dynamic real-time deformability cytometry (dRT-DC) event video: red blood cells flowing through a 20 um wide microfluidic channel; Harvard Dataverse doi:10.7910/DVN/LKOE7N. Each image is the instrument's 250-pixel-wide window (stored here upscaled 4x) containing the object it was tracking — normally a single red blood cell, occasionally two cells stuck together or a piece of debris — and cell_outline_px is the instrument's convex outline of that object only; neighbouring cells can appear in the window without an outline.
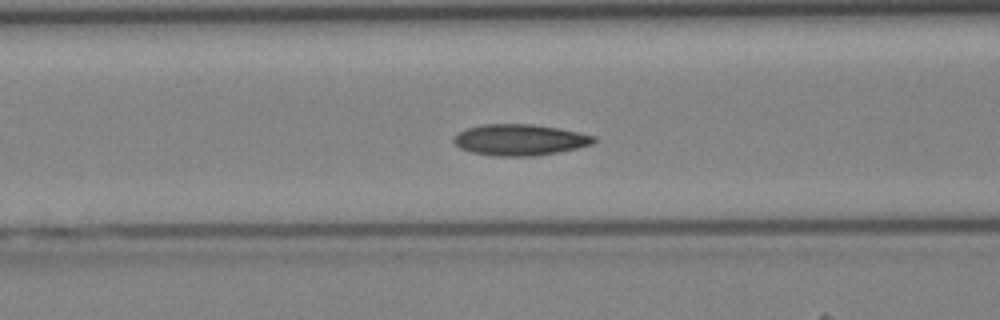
{"species": "Egyptian fruit bat (a non-hibernating species)", "species_latin": "Rousettus aegyptiacus", "temperature_condition": "cold", "stored_images_in_passage": 43, "segment_of_instrument_passage": [1, 2], "camera_frame_rate_fps": 3000, "um_per_image_px": 0.085, "animal": {"sex": "female"}, "frame": {"image": 1, "passage_image": 17, "time_ms": 5.333, "image_size_px": [1000, 320], "cell_outline_px": [[596, 140], [592, 144], [576, 148], [536, 156], [492, 156], [472, 152], [460, 148], [452, 140], [460, 132], [468, 128], [484, 124], [532, 124], [580, 132], [596, 136]], "centroid_in_image_um": [44.2, 11.89], "position_along_channel_um": 122.4, "area_um2": 25.26}}
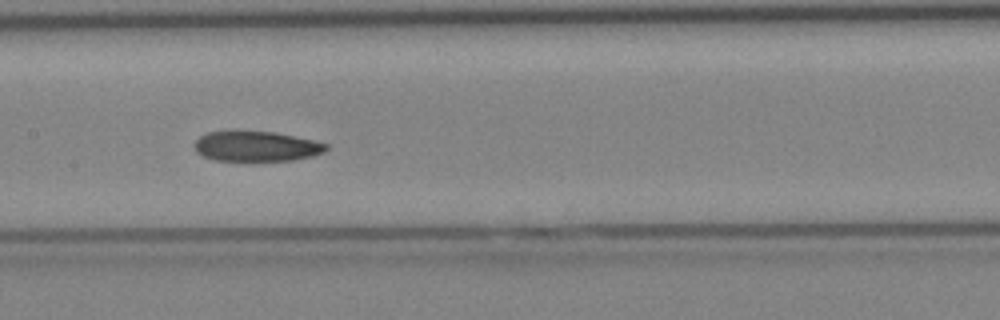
{"frame": {"image": 2, "passage_image": 21, "time_ms": 6.667, "image_size_px": [1000, 320], "cell_outline_px": [[328, 148], [324, 152], [312, 156], [292, 160], [216, 160], [204, 156], [196, 152], [196, 140], [200, 136], [208, 132], [276, 132], [312, 140], [328, 144]], "centroid_in_image_um": [21.82, 12.44], "position_along_channel_um": 185.6, "area_um2": 22.6}}
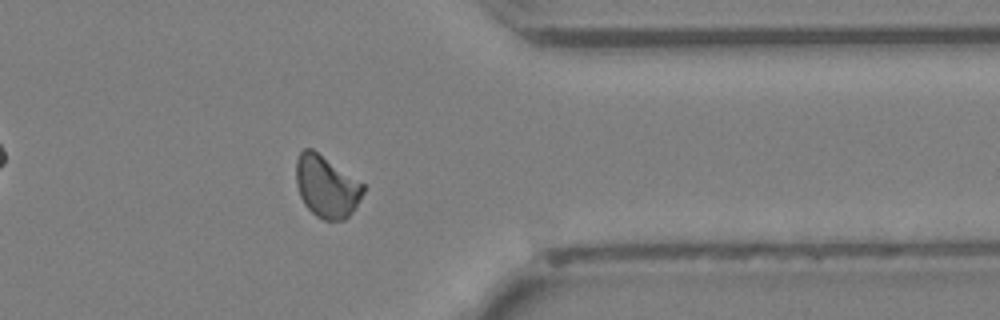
{"frame": {"image": 3, "passage_image": 34, "time_ms": 11.0, "image_size_px": [1000, 320], "cell_outline_px": [[364, 192], [360, 200], [352, 212], [344, 220], [324, 220], [316, 216], [304, 204], [300, 196], [296, 184], [296, 160], [300, 152], [304, 148], [312, 148], [364, 184]], "centroid_in_image_um": [27.74, 15.85], "position_along_channel_um": 383.7, "area_um2": 24.16}}